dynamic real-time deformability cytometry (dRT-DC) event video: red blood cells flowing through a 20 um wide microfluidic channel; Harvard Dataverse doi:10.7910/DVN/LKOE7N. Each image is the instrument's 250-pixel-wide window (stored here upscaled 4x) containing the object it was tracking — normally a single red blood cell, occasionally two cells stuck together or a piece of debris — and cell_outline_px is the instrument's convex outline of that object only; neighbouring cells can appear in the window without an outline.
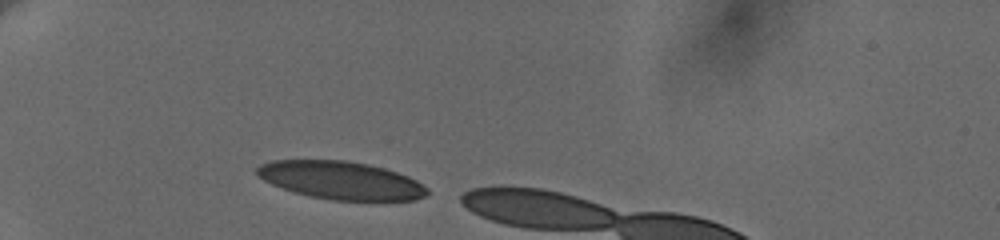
{"species": "human", "species_latin": "Homo sapiens", "temperature_condition": "cold", "stored_images_in_passage": 7, "camera_frame_rate_fps": 3000, "um_per_image_px": 0.085, "donor": {"sex": "female"}, "frame": {"image": 1, "passage_image": 1, "time_ms": 0.0, "image_size_px": [1000, 240], "cell_outline_px": [[428, 192], [424, 196], [416, 200], [332, 200], [308, 196], [272, 184], [256, 176], [256, 168], [260, 164], [272, 160], [344, 160], [368, 164], [384, 168], [408, 176], [416, 180], [428, 188]], "centroid_in_image_um": [28.97, 15.32], "position_along_channel_um": 56.0, "area_um2": 37.57}}